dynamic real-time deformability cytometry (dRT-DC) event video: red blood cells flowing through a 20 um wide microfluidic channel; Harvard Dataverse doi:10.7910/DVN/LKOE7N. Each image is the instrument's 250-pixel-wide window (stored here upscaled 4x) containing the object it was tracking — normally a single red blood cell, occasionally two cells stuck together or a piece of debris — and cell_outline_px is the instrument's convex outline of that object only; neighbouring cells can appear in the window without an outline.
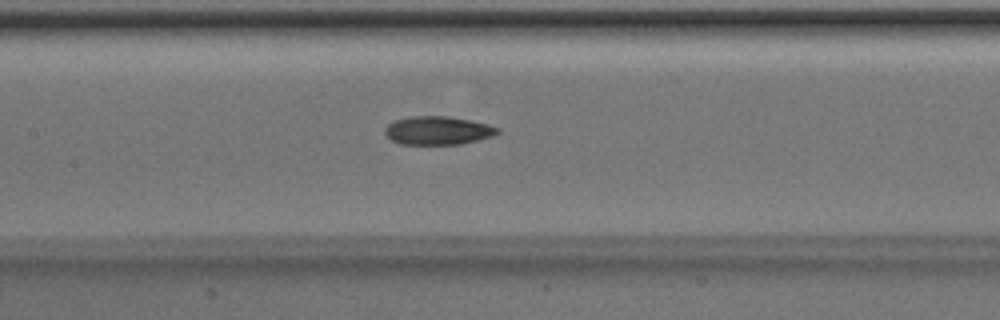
{"species": "Egyptian fruit bat (a non-hibernating species)", "species_latin": "Rousettus aegyptiacus", "temperature_condition": "room temperature", "stored_images_in_passage": 41, "camera_frame_rate_fps": 3000, "um_per_image_px": 0.085, "animal": {"sex": "male"}, "frame": {"image": 1, "passage_image": 18, "time_ms": 5.667, "image_size_px": [1000, 320], "cell_outline_px": [[500, 132], [492, 136], [460, 144], [400, 144], [392, 140], [384, 132], [384, 128], [388, 124], [396, 120], [408, 116], [444, 116], [468, 120], [488, 124], [500, 128]], "centroid_in_image_um": [37.2, 11.09], "position_along_channel_um": 170.2, "area_um2": 18.5}}
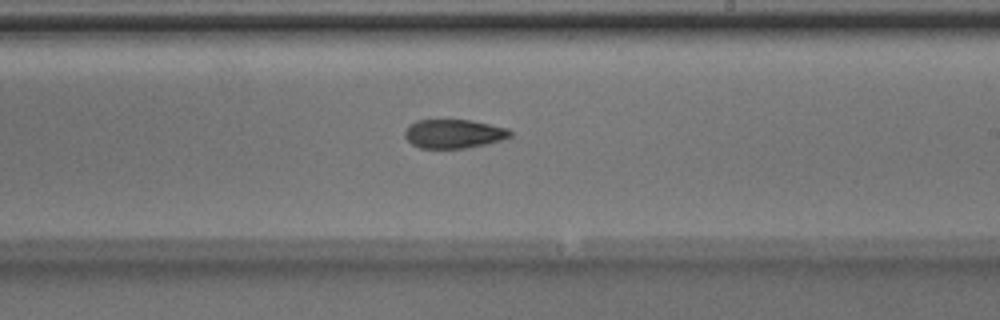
{"frame": {"image": 2, "passage_image": 24, "time_ms": 7.667, "image_size_px": [1000, 320], "cell_outline_px": [[512, 136], [500, 140], [484, 144], [464, 148], [420, 148], [412, 144], [404, 136], [404, 132], [408, 124], [416, 120], [472, 120], [508, 128], [512, 132]], "centroid_in_image_um": [38.55, 11.36], "position_along_channel_um": 250.5, "area_um2": 17.74}}
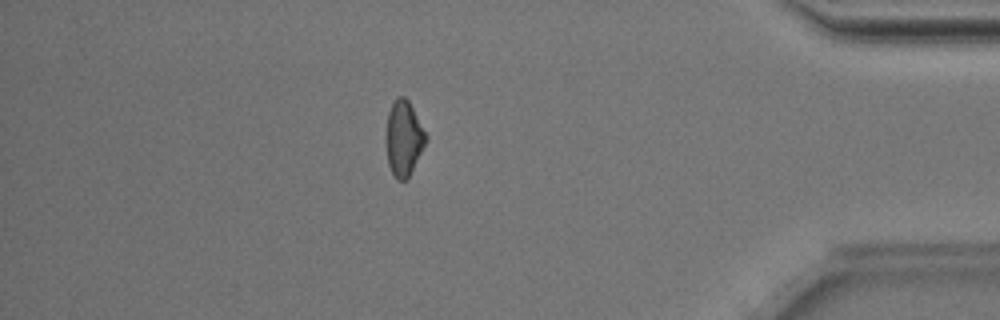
{"frame": {"image": 3, "passage_image": 38, "time_ms": 12.333, "image_size_px": [1000, 320], "cell_outline_px": [[428, 140], [408, 176], [404, 180], [396, 180], [388, 164], [384, 140], [384, 136], [388, 112], [396, 96], [404, 96], [408, 100], [428, 136]], "centroid_in_image_um": [34.29, 11.73], "position_along_channel_um": 400.9, "area_um2": 17.69}}